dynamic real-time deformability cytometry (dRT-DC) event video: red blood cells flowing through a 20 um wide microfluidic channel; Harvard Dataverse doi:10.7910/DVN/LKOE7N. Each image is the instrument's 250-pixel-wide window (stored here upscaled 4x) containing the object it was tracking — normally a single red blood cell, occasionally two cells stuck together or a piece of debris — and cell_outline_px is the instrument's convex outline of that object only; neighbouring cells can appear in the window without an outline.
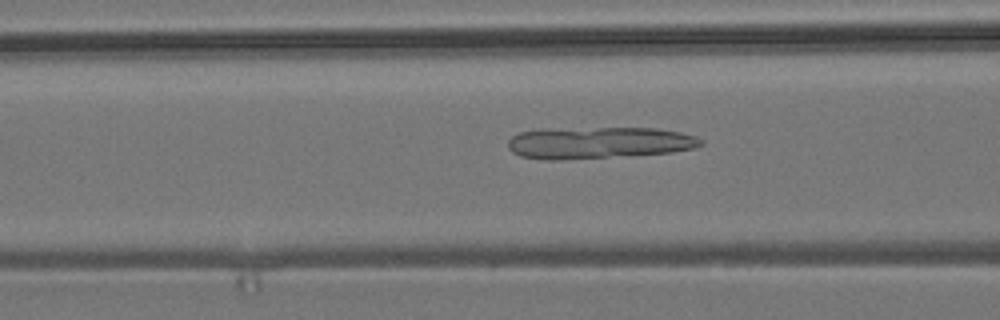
{"species": "common noctule bat (a hibernating species)", "species_latin": "Nyctalus noctula", "temperature_condition": "room temperature", "stored_images_in_passage": 28, "camera_frame_rate_fps": 3000, "um_per_image_px": 0.085, "animal": {"sex": "male", "body_mass_g": 19.2, "forearm_length_mm": 51.8}, "frame": {"image": 1, "passage_image": 12, "time_ms": 3.667, "image_size_px": [1000, 320], "cell_outline_px": [[704, 144], [696, 148], [672, 152], [560, 160], [544, 160], [520, 156], [512, 152], [508, 148], [508, 140], [512, 136], [520, 132], [540, 128], [656, 128], [680, 132], [696, 136], [704, 140]], "centroid_in_image_um": [50.87, 12.12], "position_along_channel_um": 115.7, "area_um2": 36.01}}
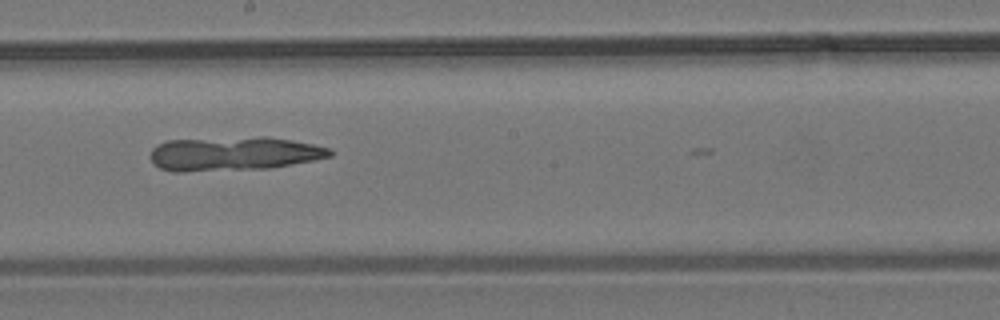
{"frame": {"image": 2, "passage_image": 21, "time_ms": 6.667, "image_size_px": [1000, 320], "cell_outline_px": [[332, 156], [272, 168], [184, 172], [172, 172], [160, 168], [152, 164], [152, 148], [156, 144], [168, 140], [260, 136], [264, 136], [292, 140], [312, 144], [328, 148], [332, 152]], "centroid_in_image_um": [19.82, 13.07], "position_along_channel_um": 228.4, "area_um2": 35.72}}
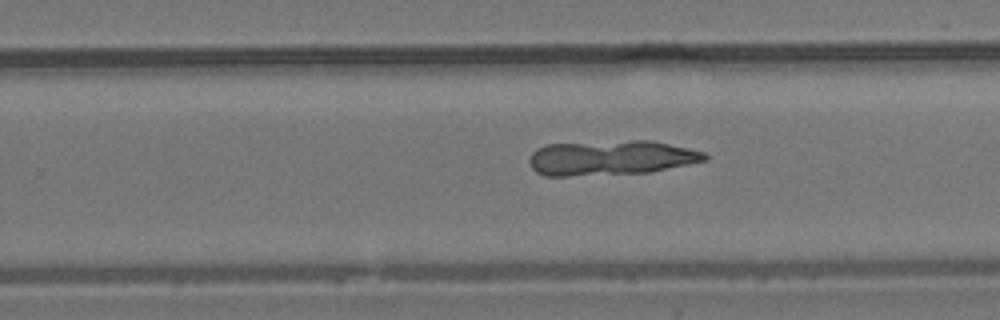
{"frame": {"image": 3, "passage_image": 25, "time_ms": 8.0, "image_size_px": [1000, 320], "cell_outline_px": [[708, 160], [648, 172], [568, 176], [544, 176], [536, 172], [528, 164], [528, 160], [532, 152], [536, 148], [548, 144], [632, 140], [652, 140], [688, 148], [704, 152], [708, 156]], "centroid_in_image_um": [51.88, 13.41], "position_along_channel_um": 277.9, "area_um2": 35.66}}